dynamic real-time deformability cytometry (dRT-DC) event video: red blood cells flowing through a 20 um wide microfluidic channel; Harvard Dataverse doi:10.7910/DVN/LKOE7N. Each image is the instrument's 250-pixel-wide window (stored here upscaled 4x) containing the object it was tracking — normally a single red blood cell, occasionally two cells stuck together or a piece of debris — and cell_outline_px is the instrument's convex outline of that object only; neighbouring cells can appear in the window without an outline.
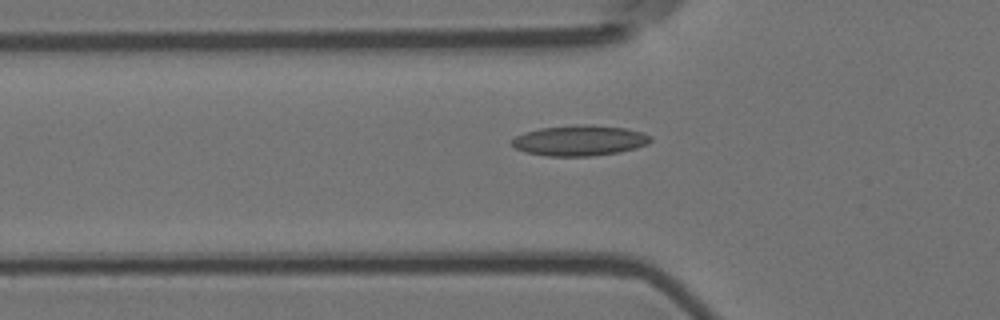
{"species": "Egyptian fruit bat (a non-hibernating species)", "species_latin": "Rousettus aegyptiacus", "temperature_condition": "room temperature", "stored_images_in_passage": 36, "camera_frame_rate_fps": 3000, "um_per_image_px": 0.085, "animal": {"sex": "female"}, "frame": {"image": 1, "passage_image": 6, "time_ms": 1.667, "image_size_px": [1000, 320], "cell_outline_px": [[652, 140], [648, 144], [636, 148], [620, 152], [592, 156], [548, 156], [528, 152], [516, 148], [512, 144], [512, 140], [516, 136], [524, 132], [540, 128], [576, 124], [592, 124], [624, 128], [644, 132], [652, 136]], "centroid_in_image_um": [49.32, 11.93], "position_along_channel_um": 76.5, "area_um2": 24.8}}
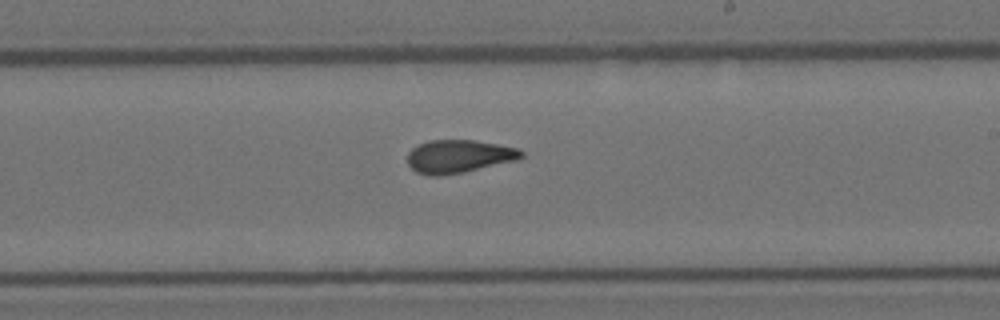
{"frame": {"image": 2, "passage_image": 20, "time_ms": 6.333, "image_size_px": [1000, 320], "cell_outline_px": [[524, 156], [516, 160], [464, 172], [436, 176], [428, 176], [416, 172], [408, 164], [408, 152], [412, 148], [428, 140], [476, 140], [520, 148], [524, 152]], "centroid_in_image_um": [39.01, 13.28], "position_along_channel_um": 250.0, "area_um2": 22.02}}
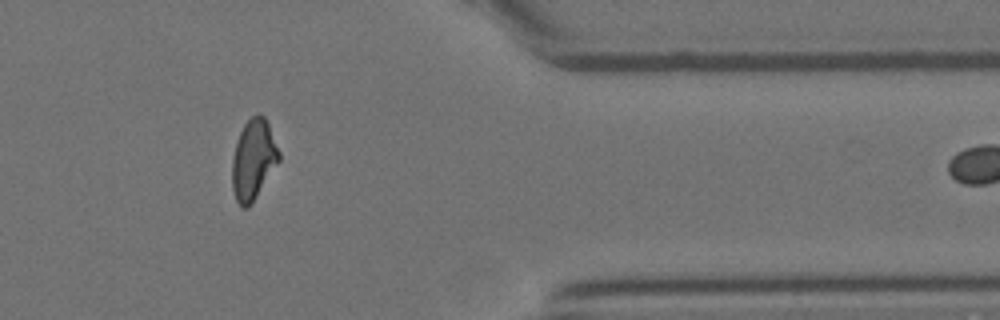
{"frame": {"image": 3, "passage_image": 33, "time_ms": 10.667, "image_size_px": [1000, 320], "cell_outline_px": [[280, 160], [252, 204], [248, 208], [240, 208], [236, 200], [232, 188], [232, 156], [240, 132], [244, 124], [252, 116], [264, 116], [268, 124], [280, 152]], "centroid_in_image_um": [21.53, 13.62], "position_along_channel_um": 389.9, "area_um2": 21.85}, "authors_computed_cell_mechanics": {"area_um2": 21.964, "velocity_mm_per_s": 3.6922, "shape_relaxation_time_tau1_ms": null, "shape_relaxation_time_tau2_ms": 2.4912, "deformation_change_tau1": null, "deformation_change_tau2": 0.0997}}